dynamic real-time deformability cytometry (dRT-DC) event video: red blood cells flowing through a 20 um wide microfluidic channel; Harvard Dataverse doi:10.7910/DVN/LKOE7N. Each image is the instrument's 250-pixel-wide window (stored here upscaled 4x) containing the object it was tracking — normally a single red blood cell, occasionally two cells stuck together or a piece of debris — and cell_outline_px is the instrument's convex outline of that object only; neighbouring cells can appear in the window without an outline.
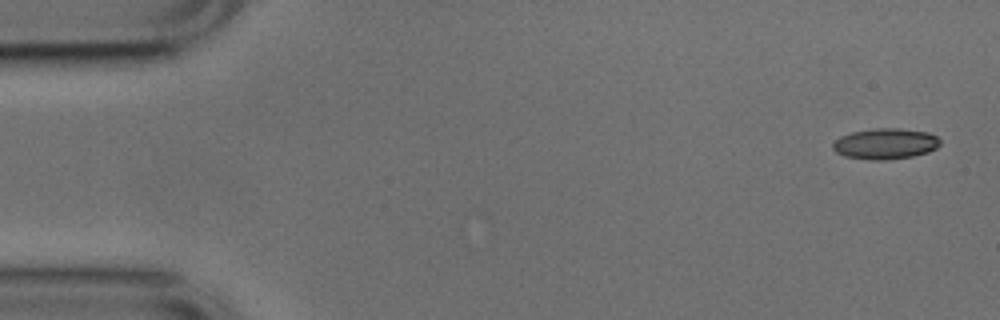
{"species": "common noctule bat (a hibernating species)", "species_latin": "Nyctalus noctula", "temperature_condition": "cold", "stored_images_in_passage": 8, "camera_frame_rate_fps": 3000, "um_per_image_px": 0.085, "animal": {"sex": "male", "body_mass_g": 17.9, "forearm_length_mm": 54.2}, "frame": {"image": 1, "passage_image": 1, "time_ms": 0.0, "image_size_px": [1000, 320], "cell_outline_px": [[940, 144], [936, 148], [928, 152], [912, 156], [884, 160], [872, 160], [844, 156], [836, 152], [832, 148], [832, 144], [840, 136], [852, 132], [876, 128], [900, 128], [928, 132], [936, 136], [940, 140]], "centroid_in_image_um": [75.25, 12.21], "position_along_channel_um": 9.8, "area_um2": 19.25}}
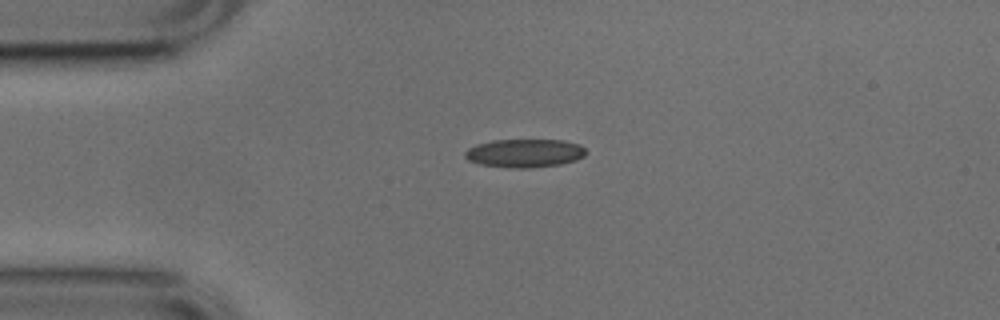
{"frame": {"image": 2, "passage_image": 4, "time_ms": 1.0, "image_size_px": [1000, 320], "cell_outline_px": [[588, 152], [584, 156], [576, 160], [560, 164], [528, 168], [512, 168], [480, 164], [468, 160], [464, 156], [464, 152], [468, 148], [476, 144], [492, 140], [564, 140], [580, 144]], "centroid_in_image_um": [44.6, 13.01], "position_along_channel_um": 40.4, "area_um2": 20.11}}